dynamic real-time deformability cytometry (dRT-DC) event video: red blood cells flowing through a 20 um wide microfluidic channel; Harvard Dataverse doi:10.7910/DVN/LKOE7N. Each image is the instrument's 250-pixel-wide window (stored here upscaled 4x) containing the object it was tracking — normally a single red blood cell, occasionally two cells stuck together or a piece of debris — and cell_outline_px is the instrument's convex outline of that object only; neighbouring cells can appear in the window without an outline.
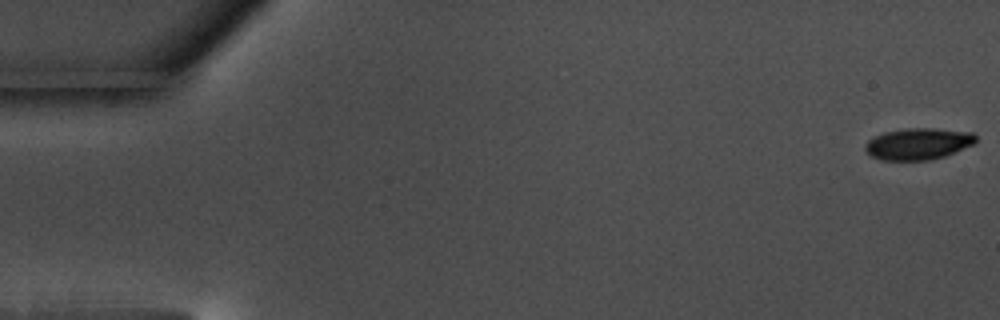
{"species": "common noctule bat (a hibernating species)", "species_latin": "Nyctalus noctula", "temperature_condition": "warm", "stored_images_in_passage": 58, "camera_frame_rate_fps": 3000, "um_per_image_px": 0.085, "animal": {"sex": "male", "body_mass_g": 17.5, "forearm_length_mm": 52.3}, "frame": {"image": 1, "passage_image": 1, "time_ms": 0.0, "image_size_px": [1000, 320], "cell_outline_px": [[976, 140], [972, 144], [944, 156], [928, 160], [880, 160], [872, 156], [864, 148], [864, 144], [868, 140], [884, 132], [904, 128], [936, 128], [972, 132], [976, 136]], "centroid_in_image_um": [78.02, 12.21], "position_along_channel_um": 7.0, "area_um2": 20.23}}
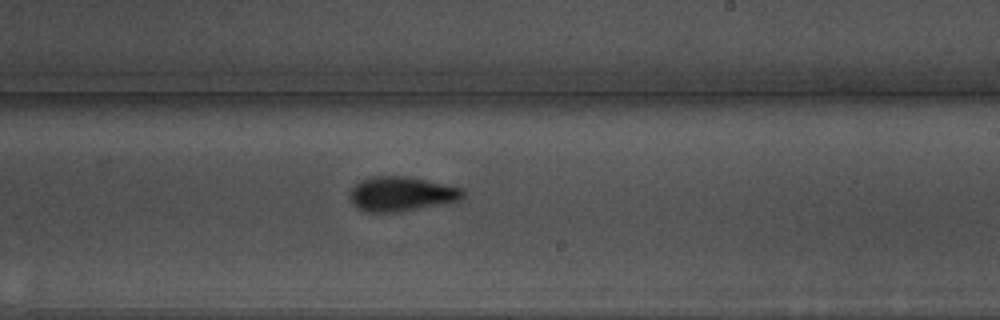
{"frame": {"image": 2, "passage_image": 35, "time_ms": 11.333, "image_size_px": [1000, 320], "cell_outline_px": [[464, 196], [460, 200], [396, 212], [364, 212], [356, 208], [352, 204], [352, 188], [360, 180], [372, 176], [412, 176], [464, 188]], "centroid_in_image_um": [34.13, 16.46], "position_along_channel_um": 254.9, "area_um2": 22.77}}
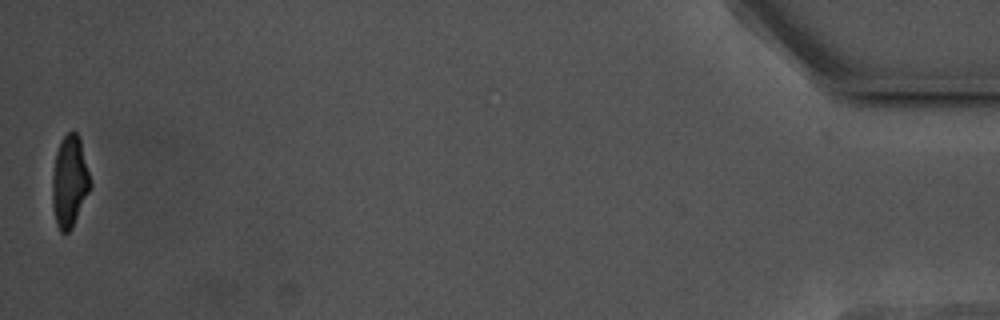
{"frame": {"image": 3, "passage_image": 58, "time_ms": 19.0, "image_size_px": [1000, 320], "cell_outline_px": [[92, 184], [72, 228], [68, 232], [60, 232], [56, 224], [52, 208], [52, 176], [56, 152], [60, 140], [68, 132], [76, 132], [80, 136]], "centroid_in_image_um": [5.91, 15.41], "position_along_channel_um": 429.3, "area_um2": 20.46}, "authors_computed_cell_mechanics": {"area_um2": 21.8195, "velocity_mm_per_s": 3.534, "shape_relaxation_time_tau1_ms": 2.9839, "shape_relaxation_time_tau2_ms": 1.9895, "deformation_change_tau1": 0.1371, "deformation_change_tau2": 0.0704}}